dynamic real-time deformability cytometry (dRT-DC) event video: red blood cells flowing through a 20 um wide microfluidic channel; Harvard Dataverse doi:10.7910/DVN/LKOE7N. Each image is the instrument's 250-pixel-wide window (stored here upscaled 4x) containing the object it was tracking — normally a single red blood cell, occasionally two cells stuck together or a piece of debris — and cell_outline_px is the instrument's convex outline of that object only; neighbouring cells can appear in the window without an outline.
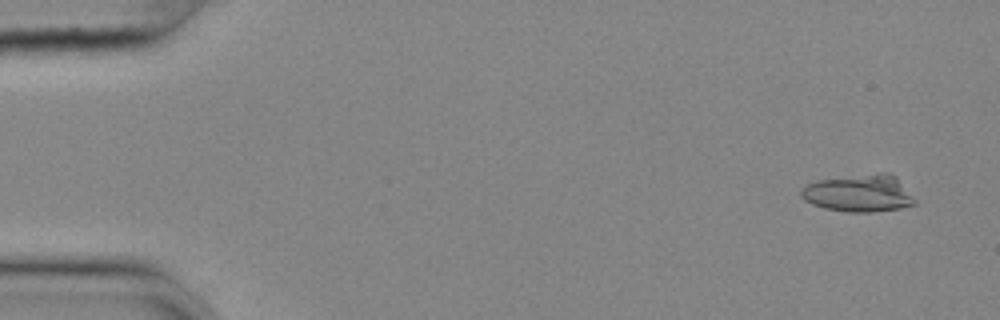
{"species": "common noctule bat (a hibernating species)", "species_latin": "Nyctalus noctula", "temperature_condition": "cold", "stored_images_in_passage": 18, "camera_frame_rate_fps": 3000, "um_per_image_px": 0.085, "animal": {"sex": "female", "body_mass_g": 25.1}, "frame": {"image": 1, "passage_image": 4, "time_ms": 1.0, "image_size_px": [1000, 320], "cell_outline_px": [[916, 204], [900, 208], [868, 212], [848, 212], [824, 208], [812, 204], [804, 200], [800, 196], [800, 192], [808, 184], [816, 180], [876, 172], [888, 172], [896, 176], [916, 200]], "centroid_in_image_um": [73.02, 16.41], "position_along_channel_um": 12.0, "area_um2": 24.85}}
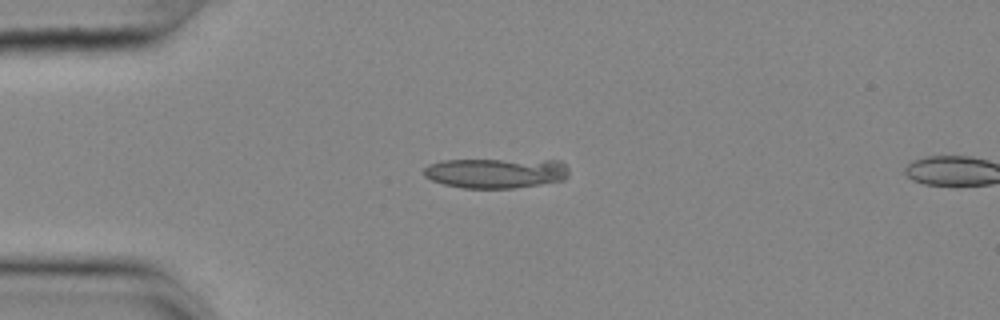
{"frame": {"image": 2, "passage_image": 15, "time_ms": 4.667, "image_size_px": [1000, 320], "cell_outline_px": [[568, 176], [564, 180], [540, 184], [512, 188], [464, 188], [444, 184], [432, 180], [424, 176], [424, 168], [428, 164], [444, 160], [560, 160], [568, 168]], "centroid_in_image_um": [42.16, 14.7], "position_along_channel_um": 42.8, "area_um2": 25.37}}